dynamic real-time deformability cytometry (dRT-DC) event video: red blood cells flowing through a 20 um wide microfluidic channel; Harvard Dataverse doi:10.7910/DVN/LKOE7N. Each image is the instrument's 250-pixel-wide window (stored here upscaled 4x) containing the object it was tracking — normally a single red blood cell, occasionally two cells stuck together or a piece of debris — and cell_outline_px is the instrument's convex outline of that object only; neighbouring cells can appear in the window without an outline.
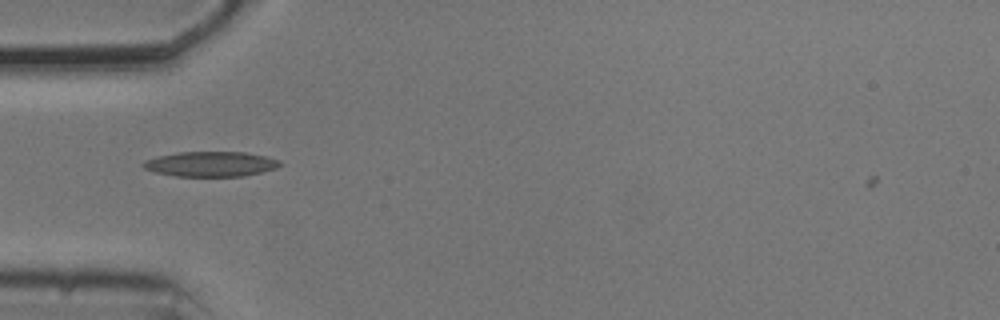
{"species": "common noctule bat (a hibernating species)", "species_latin": "Nyctalus noctula", "temperature_condition": "cold", "stored_images_in_passage": 38, "camera_frame_rate_fps": 3000, "um_per_image_px": 0.085, "animal": {"sex": "male", "body_mass_g": 20.5, "forearm_length_mm": 52.5}, "frame": {"image": 1, "passage_image": 1, "time_ms": 0.0, "image_size_px": [1000, 320], "cell_outline_px": [[284, 164], [276, 168], [244, 176], [176, 176], [156, 172], [144, 168], [140, 164], [144, 160], [156, 156], [176, 152], [244, 152], [264, 156], [280, 160]], "centroid_in_image_um": [17.89, 13.93], "position_along_channel_um": 67.1, "area_um2": 20.0}}
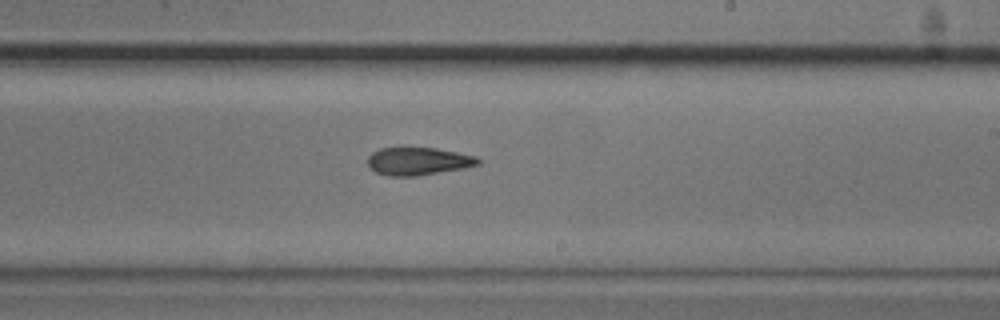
{"frame": {"image": 2, "passage_image": 16, "time_ms": 5.0, "image_size_px": [1000, 320], "cell_outline_px": [[480, 164], [464, 168], [416, 176], [388, 176], [376, 172], [368, 164], [368, 156], [372, 152], [380, 148], [400, 144], [404, 144], [436, 148], [476, 156], [480, 160]], "centroid_in_image_um": [35.5, 13.65], "position_along_channel_um": 253.5, "area_um2": 18.61}}
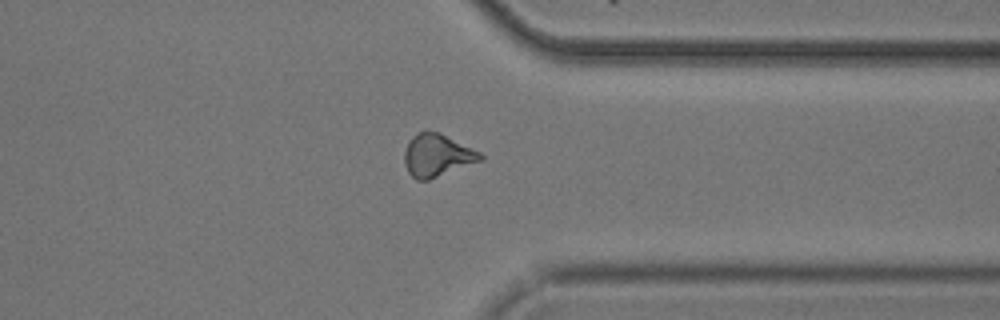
{"frame": {"image": 3, "passage_image": 26, "time_ms": 8.333, "image_size_px": [1000, 320], "cell_outline_px": [[484, 160], [428, 180], [416, 180], [408, 172], [404, 164], [404, 152], [412, 136], [416, 132], [424, 128], [440, 132], [480, 152], [484, 156]], "centroid_in_image_um": [37.15, 13.18], "position_along_channel_um": 374.3, "area_um2": 19.19}, "authors_computed_cell_mechanics": {"area_um2": 18.4671, "velocity_mm_per_s": 3.7166, "shape_relaxation_time_tau1_ms": 5.0912, "shape_relaxation_time_tau2_ms": 3.6399, "deformation_change_tau1": 0.1506, "deformation_change_tau2": 0.1251}}